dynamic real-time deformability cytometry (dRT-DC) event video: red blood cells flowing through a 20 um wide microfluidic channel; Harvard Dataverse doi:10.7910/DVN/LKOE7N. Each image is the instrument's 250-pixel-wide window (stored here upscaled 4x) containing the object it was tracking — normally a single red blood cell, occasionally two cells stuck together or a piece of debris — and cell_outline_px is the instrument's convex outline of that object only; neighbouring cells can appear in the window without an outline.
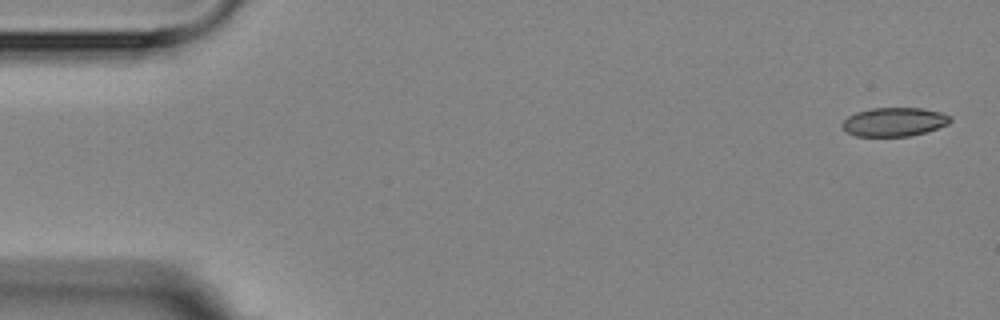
{"species": "Egyptian fruit bat (a non-hibernating species)", "species_latin": "Rousettus aegyptiacus", "temperature_condition": "room temperature", "stored_images_in_passage": 5, "camera_frame_rate_fps": 3000, "um_per_image_px": 0.085, "animal": {"sex": "female"}, "frame": {"image": 1, "passage_image": 1, "time_ms": 0.0, "image_size_px": [1000, 320], "cell_outline_px": [[952, 120], [948, 124], [924, 132], [908, 136], [856, 136], [848, 132], [840, 124], [848, 116], [856, 112], [872, 108], [924, 108], [940, 112], [952, 116]], "centroid_in_image_um": [76.01, 10.35], "position_along_channel_um": 9.0, "area_um2": 18.03}}
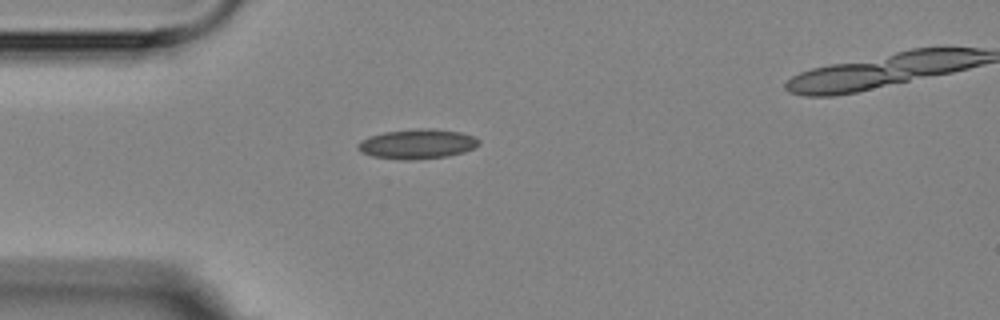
{"frame": {"image": 2, "passage_image": 4, "time_ms": 4.333, "image_size_px": [1000, 320], "cell_outline_px": [[480, 144], [464, 152], [448, 156], [416, 160], [400, 160], [372, 156], [360, 152], [356, 148], [360, 140], [368, 136], [384, 132], [416, 128], [428, 128], [460, 132], [476, 136], [480, 140]], "centroid_in_image_um": [35.45, 12.24], "position_along_channel_um": 49.5, "area_um2": 21.27}}